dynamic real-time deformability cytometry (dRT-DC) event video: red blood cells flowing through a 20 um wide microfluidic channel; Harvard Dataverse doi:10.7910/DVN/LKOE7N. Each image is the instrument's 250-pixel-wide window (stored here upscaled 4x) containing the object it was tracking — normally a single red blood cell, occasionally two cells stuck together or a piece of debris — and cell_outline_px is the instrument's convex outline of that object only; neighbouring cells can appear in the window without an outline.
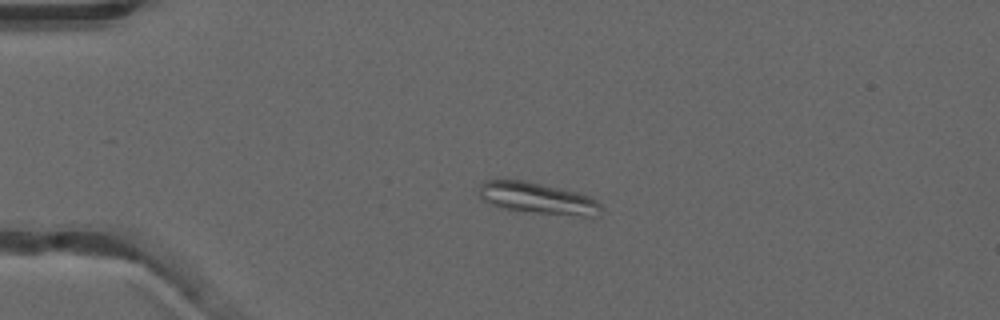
{"species": "common noctule bat (a hibernating species)", "species_latin": "Nyctalus noctula", "temperature_condition": "warm", "stored_images_in_passage": 46, "camera_frame_rate_fps": 3000, "um_per_image_px": 0.085, "animal": {"sex": "male", "forearm_length_mm": 52.5}, "frame": {"image": 1, "passage_image": 13, "time_ms": 4.0, "image_size_px": [1000, 320], "cell_outline_px": [[604, 208], [600, 216], [584, 216], [536, 212], [504, 208], [480, 200], [480, 184], [484, 180], [524, 180], [560, 188], [576, 192], [588, 196], [596, 200]], "centroid_in_image_um": [45.73, 16.85], "position_along_channel_um": 39.3, "area_um2": 22.08}}
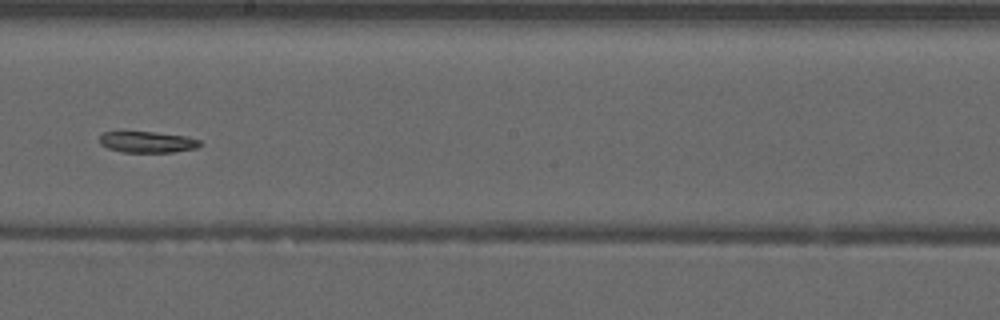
{"frame": {"image": 2, "passage_image": 31, "time_ms": 10.0, "image_size_px": [1000, 320], "cell_outline_px": [[200, 144], [196, 148], [172, 152], [124, 152], [108, 148], [100, 144], [100, 132], [124, 128], [188, 136], [200, 140]], "centroid_in_image_um": [12.42, 12.0], "position_along_channel_um": 235.8, "area_um2": 13.18}}
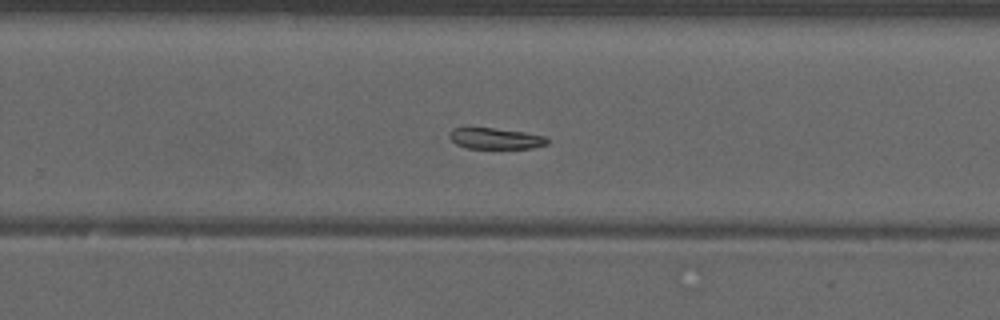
{"frame": {"image": 3, "passage_image": 35, "time_ms": 11.333, "image_size_px": [1000, 320], "cell_outline_px": [[548, 144], [532, 148], [468, 148], [456, 144], [448, 136], [448, 132], [452, 128], [492, 128], [524, 132], [544, 136], [548, 140]], "centroid_in_image_um": [42.1, 11.77], "position_along_channel_um": 287.7, "area_um2": 11.91}, "authors_computed_cell_mechanics": {"area_um2": 14.3633, "velocity_mm_per_s": 3.9254, "shape_relaxation_time_tau1_ms": null, "shape_relaxation_time_tau2_ms": 4.2925, "deformation_change_tau1": null, "deformation_change_tau2": 0.0554}}